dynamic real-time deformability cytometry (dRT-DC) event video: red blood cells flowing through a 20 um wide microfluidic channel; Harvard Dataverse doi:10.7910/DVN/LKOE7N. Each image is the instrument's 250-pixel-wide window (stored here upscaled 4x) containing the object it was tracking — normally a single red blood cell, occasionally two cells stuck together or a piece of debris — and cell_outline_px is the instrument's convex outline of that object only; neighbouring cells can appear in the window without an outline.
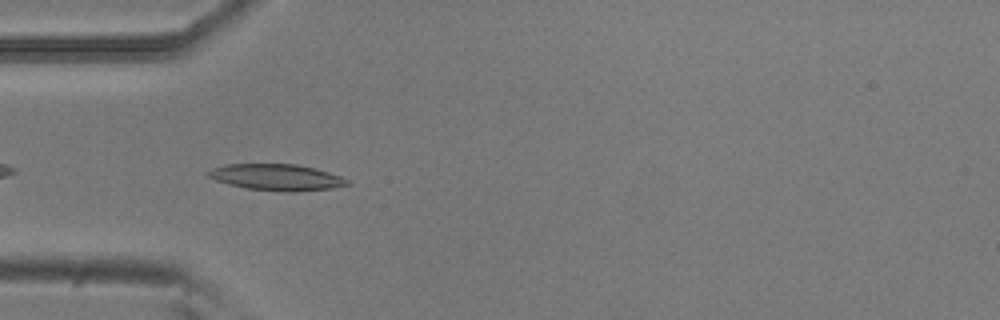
{"species": "common noctule bat (a hibernating species)", "species_latin": "Nyctalus noctula", "temperature_condition": "room temperature", "stored_images_in_passage": 41, "camera_frame_rate_fps": 3000, "um_per_image_px": 0.085, "animal": {"sex": "male", "body_mass_g": 20.5, "forearm_length_mm": 52.5}, "frame": {"image": 1, "passage_image": 3, "time_ms": 0.667, "image_size_px": [1000, 320], "cell_outline_px": [[352, 184], [332, 188], [296, 192], [284, 192], [248, 188], [228, 184], [216, 180], [208, 176], [204, 172], [212, 168], [228, 164], [296, 164], [316, 168], [340, 176], [348, 180]], "centroid_in_image_um": [23.52, 15.07], "position_along_channel_um": 61.5, "area_um2": 21.39}}
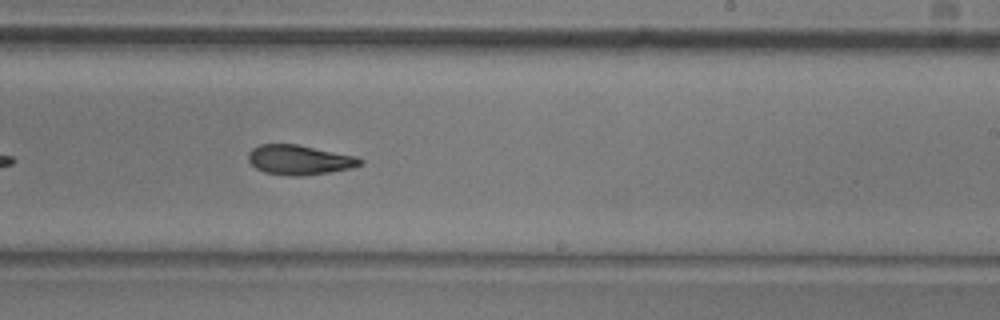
{"frame": {"image": 2, "passage_image": 19, "time_ms": 6.0, "image_size_px": [1000, 320], "cell_outline_px": [[364, 164], [352, 168], [328, 172], [300, 176], [288, 176], [264, 172], [256, 168], [248, 160], [248, 152], [252, 148], [260, 144], [296, 144], [356, 156], [364, 160]], "centroid_in_image_um": [25.45, 13.59], "position_along_channel_um": 263.5, "area_um2": 19.42}}
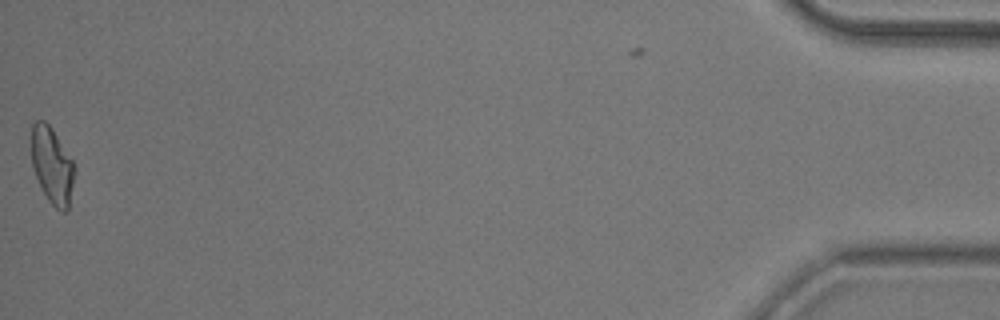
{"frame": {"image": 3, "passage_image": 40, "time_ms": 13.0, "image_size_px": [1000, 320], "cell_outline_px": [[76, 168], [68, 212], [64, 212], [56, 208], [48, 200], [36, 176], [32, 164], [32, 124], [36, 120], [44, 120], [52, 128], [72, 160]], "centroid_in_image_um": [4.45, 14.07], "position_along_channel_um": 430.7, "area_um2": 19.07}, "authors_computed_cell_mechanics": {"area_um2": 19.4208, "velocity_mm_per_s": 3.7973, "shape_relaxation_time_tau1_ms": 6.1725, "shape_relaxation_time_tau2_ms": 3.2029, "deformation_change_tau1": 0.1863, "deformation_change_tau2": 0.1123}}